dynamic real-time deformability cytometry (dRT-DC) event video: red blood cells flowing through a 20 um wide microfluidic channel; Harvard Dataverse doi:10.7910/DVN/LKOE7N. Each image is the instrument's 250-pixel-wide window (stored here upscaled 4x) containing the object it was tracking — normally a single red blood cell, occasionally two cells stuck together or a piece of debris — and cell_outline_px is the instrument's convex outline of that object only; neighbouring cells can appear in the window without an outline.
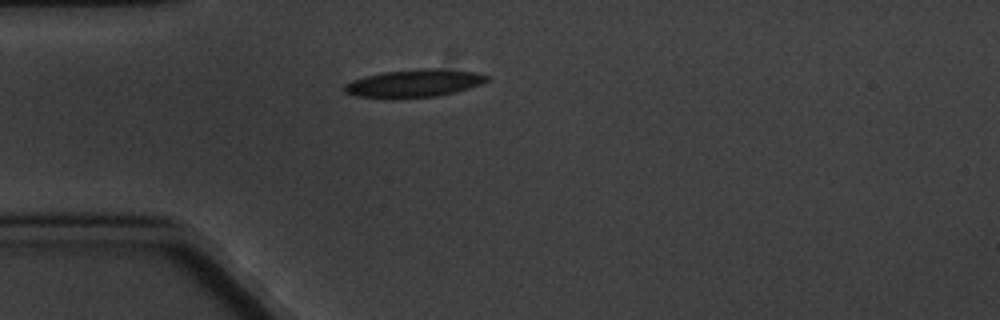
{"species": "common noctule bat (a hibernating species)", "species_latin": "Nyctalus noctula", "temperature_condition": "cold", "stored_images_in_passage": 1, "camera_frame_rate_fps": 3000, "um_per_image_px": 0.085, "animal": {"sex": "male", "body_mass_g": 20.1, "forearm_length_mm": 53.5}, "frame": {"image": 1, "passage_image": 1, "time_ms": 0.0, "image_size_px": [1000, 320], "cell_outline_px": [[488, 80], [480, 84], [456, 92], [436, 96], [356, 96], [344, 92], [344, 84], [352, 80], [364, 76], [384, 72], [424, 68], [436, 68], [476, 72], [488, 76]], "centroid_in_image_um": [35.22, 7.04], "position_along_channel_um": 49.8, "area_um2": 22.25}}